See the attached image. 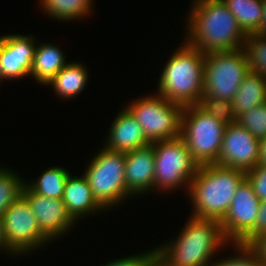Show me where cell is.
Listing matches in <instances>:
<instances>
[{"label":"cell","mask_w":266,"mask_h":266,"mask_svg":"<svg viewBox=\"0 0 266 266\" xmlns=\"http://www.w3.org/2000/svg\"><path fill=\"white\" fill-rule=\"evenodd\" d=\"M191 9L184 39L188 44L203 53L242 48L247 35L222 0H193Z\"/></svg>","instance_id":"obj_1"},{"label":"cell","mask_w":266,"mask_h":266,"mask_svg":"<svg viewBox=\"0 0 266 266\" xmlns=\"http://www.w3.org/2000/svg\"><path fill=\"white\" fill-rule=\"evenodd\" d=\"M246 172L218 164L199 166L189 184L191 216L221 221L227 214Z\"/></svg>","instance_id":"obj_2"},{"label":"cell","mask_w":266,"mask_h":266,"mask_svg":"<svg viewBox=\"0 0 266 266\" xmlns=\"http://www.w3.org/2000/svg\"><path fill=\"white\" fill-rule=\"evenodd\" d=\"M180 232L175 241L156 247L173 266H210L212 256L229 244L220 221L214 219L190 215Z\"/></svg>","instance_id":"obj_3"},{"label":"cell","mask_w":266,"mask_h":266,"mask_svg":"<svg viewBox=\"0 0 266 266\" xmlns=\"http://www.w3.org/2000/svg\"><path fill=\"white\" fill-rule=\"evenodd\" d=\"M172 54L159 77L157 93L183 107L197 105L203 95L205 53L183 41Z\"/></svg>","instance_id":"obj_4"},{"label":"cell","mask_w":266,"mask_h":266,"mask_svg":"<svg viewBox=\"0 0 266 266\" xmlns=\"http://www.w3.org/2000/svg\"><path fill=\"white\" fill-rule=\"evenodd\" d=\"M125 161V153L103 146L86 165L83 175L95 199L105 210L122 204L127 198H133L127 191Z\"/></svg>","instance_id":"obj_5"},{"label":"cell","mask_w":266,"mask_h":266,"mask_svg":"<svg viewBox=\"0 0 266 266\" xmlns=\"http://www.w3.org/2000/svg\"><path fill=\"white\" fill-rule=\"evenodd\" d=\"M226 124L197 105L186 106L181 117V138L199 166L215 164L221 150Z\"/></svg>","instance_id":"obj_6"},{"label":"cell","mask_w":266,"mask_h":266,"mask_svg":"<svg viewBox=\"0 0 266 266\" xmlns=\"http://www.w3.org/2000/svg\"><path fill=\"white\" fill-rule=\"evenodd\" d=\"M128 104L125 108L137 120L150 143L181 137L183 106L158 93L134 99Z\"/></svg>","instance_id":"obj_7"},{"label":"cell","mask_w":266,"mask_h":266,"mask_svg":"<svg viewBox=\"0 0 266 266\" xmlns=\"http://www.w3.org/2000/svg\"><path fill=\"white\" fill-rule=\"evenodd\" d=\"M154 148V190L167 192L187 187L199 165L181 137L151 143ZM167 190V191H166Z\"/></svg>","instance_id":"obj_8"},{"label":"cell","mask_w":266,"mask_h":266,"mask_svg":"<svg viewBox=\"0 0 266 266\" xmlns=\"http://www.w3.org/2000/svg\"><path fill=\"white\" fill-rule=\"evenodd\" d=\"M250 72L243 49L205 53L203 95L232 101Z\"/></svg>","instance_id":"obj_9"},{"label":"cell","mask_w":266,"mask_h":266,"mask_svg":"<svg viewBox=\"0 0 266 266\" xmlns=\"http://www.w3.org/2000/svg\"><path fill=\"white\" fill-rule=\"evenodd\" d=\"M2 218L4 239L12 254H30L49 244L50 240L41 232L28 201L22 195L12 202Z\"/></svg>","instance_id":"obj_10"},{"label":"cell","mask_w":266,"mask_h":266,"mask_svg":"<svg viewBox=\"0 0 266 266\" xmlns=\"http://www.w3.org/2000/svg\"><path fill=\"white\" fill-rule=\"evenodd\" d=\"M260 139L238 122L226 125L215 164L248 172L258 165Z\"/></svg>","instance_id":"obj_11"},{"label":"cell","mask_w":266,"mask_h":266,"mask_svg":"<svg viewBox=\"0 0 266 266\" xmlns=\"http://www.w3.org/2000/svg\"><path fill=\"white\" fill-rule=\"evenodd\" d=\"M260 203L251 183L245 178L238 186L226 216L220 221L229 243H238L253 228Z\"/></svg>","instance_id":"obj_12"},{"label":"cell","mask_w":266,"mask_h":266,"mask_svg":"<svg viewBox=\"0 0 266 266\" xmlns=\"http://www.w3.org/2000/svg\"><path fill=\"white\" fill-rule=\"evenodd\" d=\"M35 215L41 232L52 242L71 231L76 222L66 210L62 199H52L33 192L25 183L21 194Z\"/></svg>","instance_id":"obj_13"},{"label":"cell","mask_w":266,"mask_h":266,"mask_svg":"<svg viewBox=\"0 0 266 266\" xmlns=\"http://www.w3.org/2000/svg\"><path fill=\"white\" fill-rule=\"evenodd\" d=\"M35 36L5 34L0 40V71L6 80L30 75L36 47Z\"/></svg>","instance_id":"obj_14"},{"label":"cell","mask_w":266,"mask_h":266,"mask_svg":"<svg viewBox=\"0 0 266 266\" xmlns=\"http://www.w3.org/2000/svg\"><path fill=\"white\" fill-rule=\"evenodd\" d=\"M125 181L127 191L132 195H142L154 191L155 157L154 148L146 147L125 153Z\"/></svg>","instance_id":"obj_15"},{"label":"cell","mask_w":266,"mask_h":266,"mask_svg":"<svg viewBox=\"0 0 266 266\" xmlns=\"http://www.w3.org/2000/svg\"><path fill=\"white\" fill-rule=\"evenodd\" d=\"M103 146L109 150L127 153L150 145L142 127L125 108L115 116Z\"/></svg>","instance_id":"obj_16"},{"label":"cell","mask_w":266,"mask_h":266,"mask_svg":"<svg viewBox=\"0 0 266 266\" xmlns=\"http://www.w3.org/2000/svg\"><path fill=\"white\" fill-rule=\"evenodd\" d=\"M62 201L71 218L77 223L81 217L106 211L95 199L89 183L84 175L73 176L69 174L64 184Z\"/></svg>","instance_id":"obj_17"},{"label":"cell","mask_w":266,"mask_h":266,"mask_svg":"<svg viewBox=\"0 0 266 266\" xmlns=\"http://www.w3.org/2000/svg\"><path fill=\"white\" fill-rule=\"evenodd\" d=\"M61 48L50 43H41L34 50L32 76L39 84L47 85L51 79L69 62Z\"/></svg>","instance_id":"obj_18"},{"label":"cell","mask_w":266,"mask_h":266,"mask_svg":"<svg viewBox=\"0 0 266 266\" xmlns=\"http://www.w3.org/2000/svg\"><path fill=\"white\" fill-rule=\"evenodd\" d=\"M88 70L80 62H69L46 85H52L59 98L73 99L88 85Z\"/></svg>","instance_id":"obj_19"},{"label":"cell","mask_w":266,"mask_h":266,"mask_svg":"<svg viewBox=\"0 0 266 266\" xmlns=\"http://www.w3.org/2000/svg\"><path fill=\"white\" fill-rule=\"evenodd\" d=\"M265 102L266 76L250 71L240 84L232 100L234 113L236 117H238L243 112L253 109Z\"/></svg>","instance_id":"obj_20"},{"label":"cell","mask_w":266,"mask_h":266,"mask_svg":"<svg viewBox=\"0 0 266 266\" xmlns=\"http://www.w3.org/2000/svg\"><path fill=\"white\" fill-rule=\"evenodd\" d=\"M246 34L260 32L263 0H222Z\"/></svg>","instance_id":"obj_21"},{"label":"cell","mask_w":266,"mask_h":266,"mask_svg":"<svg viewBox=\"0 0 266 266\" xmlns=\"http://www.w3.org/2000/svg\"><path fill=\"white\" fill-rule=\"evenodd\" d=\"M93 0H40L43 13L61 21H72L89 16L93 7Z\"/></svg>","instance_id":"obj_22"},{"label":"cell","mask_w":266,"mask_h":266,"mask_svg":"<svg viewBox=\"0 0 266 266\" xmlns=\"http://www.w3.org/2000/svg\"><path fill=\"white\" fill-rule=\"evenodd\" d=\"M70 172L61 166L46 169L41 176L25 184L35 193L52 199H62L64 184ZM27 182V183H26Z\"/></svg>","instance_id":"obj_23"},{"label":"cell","mask_w":266,"mask_h":266,"mask_svg":"<svg viewBox=\"0 0 266 266\" xmlns=\"http://www.w3.org/2000/svg\"><path fill=\"white\" fill-rule=\"evenodd\" d=\"M242 49L250 71L266 76V36L260 33L247 35Z\"/></svg>","instance_id":"obj_24"},{"label":"cell","mask_w":266,"mask_h":266,"mask_svg":"<svg viewBox=\"0 0 266 266\" xmlns=\"http://www.w3.org/2000/svg\"><path fill=\"white\" fill-rule=\"evenodd\" d=\"M9 168L0 166V216L21 194L25 180Z\"/></svg>","instance_id":"obj_25"},{"label":"cell","mask_w":266,"mask_h":266,"mask_svg":"<svg viewBox=\"0 0 266 266\" xmlns=\"http://www.w3.org/2000/svg\"><path fill=\"white\" fill-rule=\"evenodd\" d=\"M197 106L226 125L237 122L232 101L202 95Z\"/></svg>","instance_id":"obj_26"},{"label":"cell","mask_w":266,"mask_h":266,"mask_svg":"<svg viewBox=\"0 0 266 266\" xmlns=\"http://www.w3.org/2000/svg\"><path fill=\"white\" fill-rule=\"evenodd\" d=\"M237 122L256 138L266 137V102L240 114Z\"/></svg>","instance_id":"obj_27"},{"label":"cell","mask_w":266,"mask_h":266,"mask_svg":"<svg viewBox=\"0 0 266 266\" xmlns=\"http://www.w3.org/2000/svg\"><path fill=\"white\" fill-rule=\"evenodd\" d=\"M237 252V256L233 255L222 260L212 261L210 266H265L258 258L256 252L249 246L239 243H232Z\"/></svg>","instance_id":"obj_28"},{"label":"cell","mask_w":266,"mask_h":266,"mask_svg":"<svg viewBox=\"0 0 266 266\" xmlns=\"http://www.w3.org/2000/svg\"><path fill=\"white\" fill-rule=\"evenodd\" d=\"M246 178L251 183L259 200H266V165H257L254 169L246 172Z\"/></svg>","instance_id":"obj_29"},{"label":"cell","mask_w":266,"mask_h":266,"mask_svg":"<svg viewBox=\"0 0 266 266\" xmlns=\"http://www.w3.org/2000/svg\"><path fill=\"white\" fill-rule=\"evenodd\" d=\"M263 232H266V200H263L260 203L253 228L238 243L249 245Z\"/></svg>","instance_id":"obj_30"},{"label":"cell","mask_w":266,"mask_h":266,"mask_svg":"<svg viewBox=\"0 0 266 266\" xmlns=\"http://www.w3.org/2000/svg\"><path fill=\"white\" fill-rule=\"evenodd\" d=\"M142 266H173L171 262L156 247L144 252Z\"/></svg>","instance_id":"obj_31"},{"label":"cell","mask_w":266,"mask_h":266,"mask_svg":"<svg viewBox=\"0 0 266 266\" xmlns=\"http://www.w3.org/2000/svg\"><path fill=\"white\" fill-rule=\"evenodd\" d=\"M144 260V253H138V255H130L121 257L119 259H115L114 261H110L103 266H142V262Z\"/></svg>","instance_id":"obj_32"},{"label":"cell","mask_w":266,"mask_h":266,"mask_svg":"<svg viewBox=\"0 0 266 266\" xmlns=\"http://www.w3.org/2000/svg\"><path fill=\"white\" fill-rule=\"evenodd\" d=\"M249 246L256 252L259 260L266 266V232H263Z\"/></svg>","instance_id":"obj_33"},{"label":"cell","mask_w":266,"mask_h":266,"mask_svg":"<svg viewBox=\"0 0 266 266\" xmlns=\"http://www.w3.org/2000/svg\"><path fill=\"white\" fill-rule=\"evenodd\" d=\"M258 165H266V137L260 139Z\"/></svg>","instance_id":"obj_34"},{"label":"cell","mask_w":266,"mask_h":266,"mask_svg":"<svg viewBox=\"0 0 266 266\" xmlns=\"http://www.w3.org/2000/svg\"><path fill=\"white\" fill-rule=\"evenodd\" d=\"M0 249L5 250L6 254L9 252V253H11V256L12 255L14 256V254H12V252L7 248V244H6V241L4 239V227H3L2 216H0Z\"/></svg>","instance_id":"obj_35"},{"label":"cell","mask_w":266,"mask_h":266,"mask_svg":"<svg viewBox=\"0 0 266 266\" xmlns=\"http://www.w3.org/2000/svg\"><path fill=\"white\" fill-rule=\"evenodd\" d=\"M260 34L266 36V0H263V14L261 18Z\"/></svg>","instance_id":"obj_36"},{"label":"cell","mask_w":266,"mask_h":266,"mask_svg":"<svg viewBox=\"0 0 266 266\" xmlns=\"http://www.w3.org/2000/svg\"><path fill=\"white\" fill-rule=\"evenodd\" d=\"M3 79L4 78H3L2 74H1V71H0V82L3 81Z\"/></svg>","instance_id":"obj_37"}]
</instances>
